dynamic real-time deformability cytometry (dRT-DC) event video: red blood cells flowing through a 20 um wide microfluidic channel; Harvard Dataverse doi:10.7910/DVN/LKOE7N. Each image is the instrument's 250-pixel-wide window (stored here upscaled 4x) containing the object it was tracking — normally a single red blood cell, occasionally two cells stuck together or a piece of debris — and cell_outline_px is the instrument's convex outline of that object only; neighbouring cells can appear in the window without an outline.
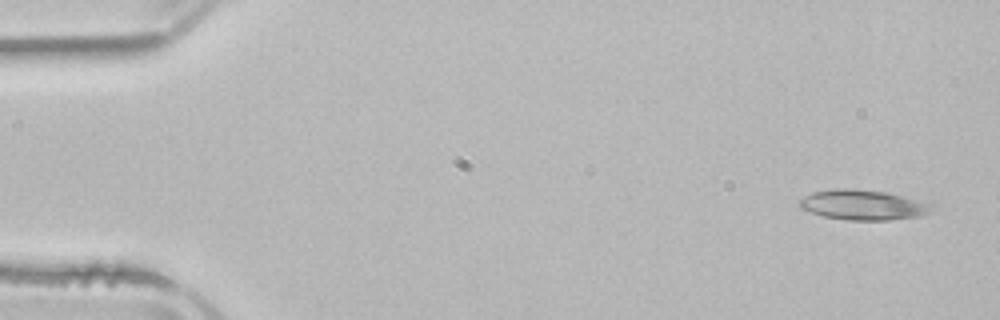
{"species": "common noctule bat (a hibernating species)", "species_latin": "Nyctalus noctula", "temperature_condition": "room temperature", "stored_images_in_passage": 4, "camera_frame_rate_fps": 3000, "um_per_image_px": 0.085, "animal": {"sex": "male", "body_mass_g": 21.5, "forearm_length_mm": 52.0}, "frame": {"image": 1, "passage_image": 1, "time_ms": 0.0, "image_size_px": [1000, 320], "cell_outline_px": [[936, 208], [932, 212], [920, 216], [888, 220], [848, 220], [824, 216], [800, 208], [800, 200], [804, 196], [812, 192], [836, 188], [844, 188], [884, 192], [932, 204]], "centroid_in_image_um": [73.37, 17.43], "position_along_channel_um": 11.6, "area_um2": 22.89}}